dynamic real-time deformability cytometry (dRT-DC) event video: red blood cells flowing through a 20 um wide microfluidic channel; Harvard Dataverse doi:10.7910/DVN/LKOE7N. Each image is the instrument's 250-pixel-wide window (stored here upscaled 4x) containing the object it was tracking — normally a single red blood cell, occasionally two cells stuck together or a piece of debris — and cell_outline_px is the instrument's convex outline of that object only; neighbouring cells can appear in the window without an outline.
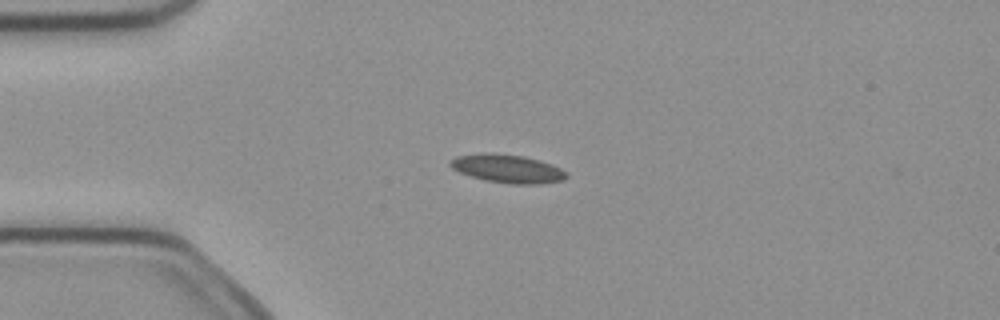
{"species": "common noctule bat (a hibernating species)", "species_latin": "Nyctalus noctula", "temperature_condition": "cold", "stored_images_in_passage": 6, "camera_frame_rate_fps": 3000, "um_per_image_px": 0.085, "animal": {"sex": "female", "body_mass_g": 21.9}, "frame": {"image": 1, "passage_image": 3, "time_ms": 0.667, "image_size_px": [1000, 320], "cell_outline_px": [[568, 176], [564, 180], [540, 184], [508, 184], [484, 180], [460, 172], [452, 168], [448, 164], [448, 160], [456, 156], [488, 152], [492, 152], [524, 156], [540, 160], [552, 164], [568, 172]], "centroid_in_image_um": [43.15, 14.33], "position_along_channel_um": 41.9, "area_um2": 19.48}}
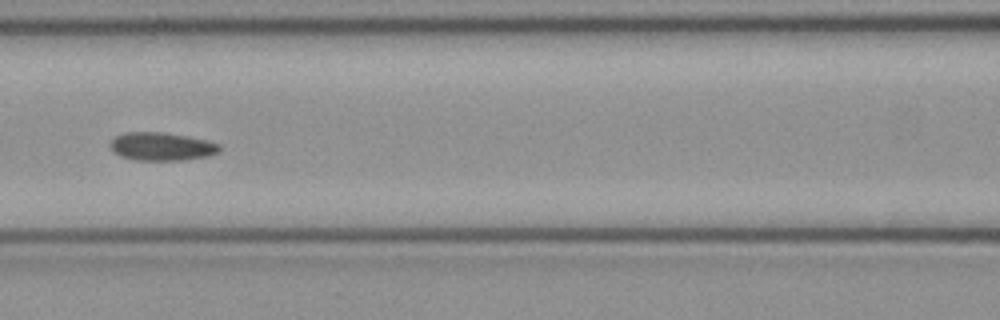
{"frame": {"image": 2, "passage_image": 6, "time_ms": 1.667, "image_size_px": [1000, 320], "cell_outline_px": [[220, 152], [208, 156], [184, 160], [136, 160], [120, 156], [112, 152], [108, 144], [116, 136], [124, 132], [164, 132], [188, 136], [220, 144]], "centroid_in_image_um": [13.71, 12.45], "position_along_channel_um": 152.9, "area_um2": 18.09}}